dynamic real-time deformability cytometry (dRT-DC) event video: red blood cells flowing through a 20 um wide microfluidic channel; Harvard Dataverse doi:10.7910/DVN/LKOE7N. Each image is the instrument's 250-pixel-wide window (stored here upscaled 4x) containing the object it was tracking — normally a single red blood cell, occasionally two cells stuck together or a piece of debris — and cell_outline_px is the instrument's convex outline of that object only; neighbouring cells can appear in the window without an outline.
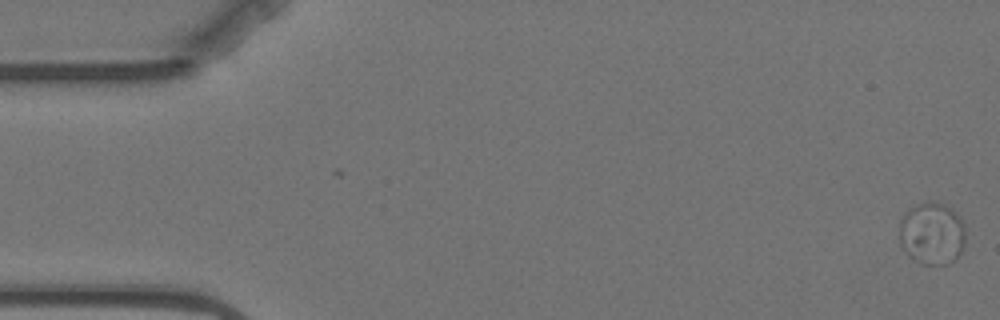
{"species": "Egyptian fruit bat (a non-hibernating species)", "species_latin": "Rousettus aegyptiacus", "temperature_condition": "warm", "stored_images_in_passage": 15, "camera_frame_rate_fps": 3000, "um_per_image_px": 0.085, "animal": {"sex": "female"}, "frame": {"image": 1, "passage_image": 1, "time_ms": 0.0, "image_size_px": [1000, 320], "cell_outline_px": [[964, 244], [956, 260], [948, 264], [920, 264], [908, 256], [900, 244], [900, 220], [916, 204], [928, 200], [952, 208], [956, 212], [964, 228]], "centroid_in_image_um": [79.21, 19.87], "position_along_channel_um": 5.8, "area_um2": 23.93}}
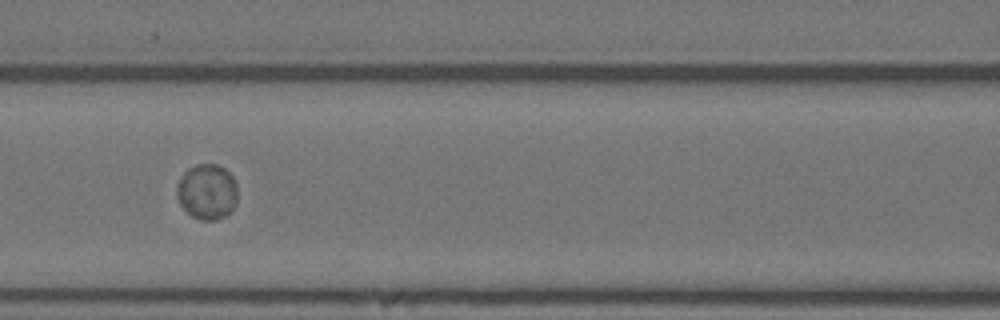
{"frame": {"image": 2, "passage_image": 7, "time_ms": 8.0, "image_size_px": [1000, 320], "cell_outline_px": [[236, 204], [224, 216], [216, 220], [200, 220], [192, 216], [180, 204], [176, 196], [176, 184], [180, 176], [188, 168], [196, 164], [216, 164], [224, 168], [232, 176], [236, 184]], "centroid_in_image_um": [17.56, 16.28], "position_along_channel_um": 149.0, "area_um2": 19.65}}
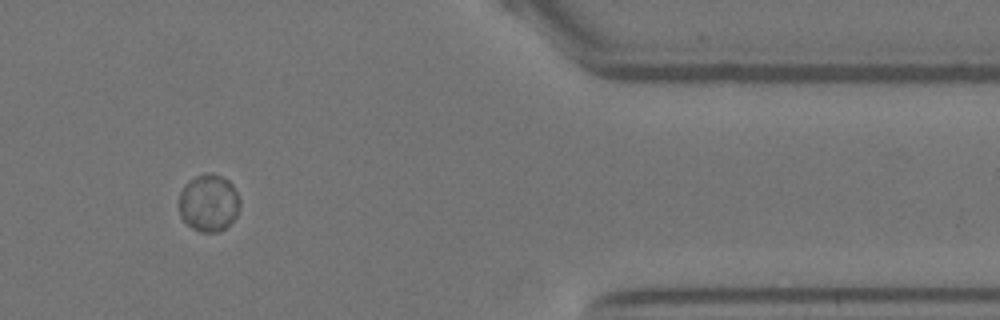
{"frame": {"image": 3, "passage_image": 13, "time_ms": 16.0, "image_size_px": [1000, 320], "cell_outline_px": [[240, 204], [236, 216], [220, 232], [200, 232], [192, 228], [180, 216], [176, 204], [180, 192], [184, 184], [188, 180], [204, 172], [220, 176], [228, 180], [232, 184], [240, 200]], "centroid_in_image_um": [17.69, 17.24], "position_along_channel_um": 393.7, "area_um2": 20.58}}